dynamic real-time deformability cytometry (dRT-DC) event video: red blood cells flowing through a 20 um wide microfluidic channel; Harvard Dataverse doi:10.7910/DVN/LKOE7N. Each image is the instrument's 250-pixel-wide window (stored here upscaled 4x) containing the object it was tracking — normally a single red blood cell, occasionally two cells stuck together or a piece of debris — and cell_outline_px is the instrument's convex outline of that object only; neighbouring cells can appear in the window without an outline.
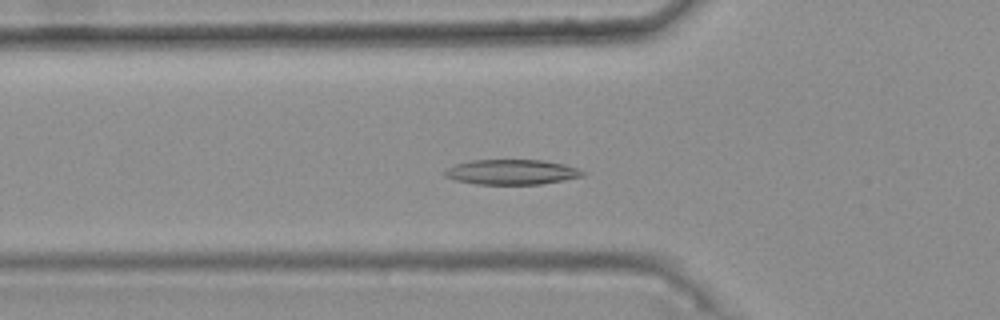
{"species": "common noctule bat (a hibernating species)", "species_latin": "Nyctalus noctula", "temperature_condition": "warm", "stored_images_in_passage": 44, "camera_frame_rate_fps": 3000, "um_per_image_px": 0.085, "animal": {"sex": "female", "body_mass_g": 25.1}, "frame": {"image": 1, "passage_image": 17, "time_ms": 5.333, "image_size_px": [1000, 320], "cell_outline_px": [[584, 176], [564, 180], [540, 184], [476, 184], [456, 180], [444, 176], [444, 168], [456, 164], [472, 160], [544, 160], [564, 164], [576, 168], [584, 172]], "centroid_in_image_um": [43.46, 14.62], "position_along_channel_um": 82.3, "area_um2": 20.11}}
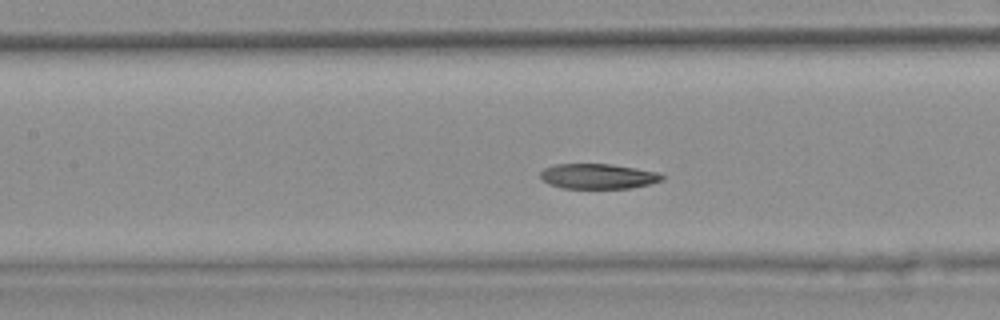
{"frame": {"image": 2, "passage_image": 23, "time_ms": 7.333, "image_size_px": [1000, 320], "cell_outline_px": [[664, 180], [648, 184], [628, 188], [560, 188], [548, 184], [540, 176], [540, 172], [544, 168], [556, 164], [612, 164], [660, 172], [664, 176]], "centroid_in_image_um": [50.84, 14.98], "position_along_channel_um": 156.6, "area_um2": 17.86}}
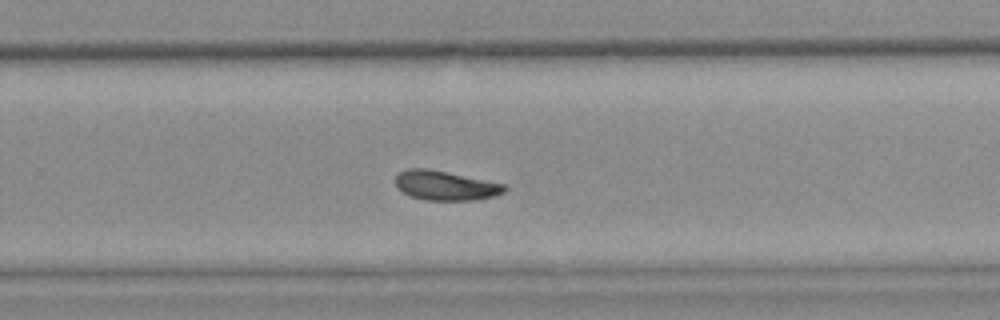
{"frame": {"image": 3, "passage_image": 34, "time_ms": 11.0, "image_size_px": [1000, 320], "cell_outline_px": [[508, 188], [504, 192], [492, 196], [472, 200], [424, 200], [412, 196], [396, 188], [396, 176], [400, 172], [408, 168], [428, 168], [504, 184]], "centroid_in_image_um": [37.83, 15.76], "position_along_channel_um": 292.0, "area_um2": 18.5}, "authors_computed_cell_mechanics": {"area_um2": 18.9295, "velocity_mm_per_s": 3.7038, "shape_relaxation_time_tau1_ms": 6.407, "shape_relaxation_time_tau2_ms": 5.4636, "deformation_change_tau1": 0.1546, "deformation_change_tau2": 0.1136}}